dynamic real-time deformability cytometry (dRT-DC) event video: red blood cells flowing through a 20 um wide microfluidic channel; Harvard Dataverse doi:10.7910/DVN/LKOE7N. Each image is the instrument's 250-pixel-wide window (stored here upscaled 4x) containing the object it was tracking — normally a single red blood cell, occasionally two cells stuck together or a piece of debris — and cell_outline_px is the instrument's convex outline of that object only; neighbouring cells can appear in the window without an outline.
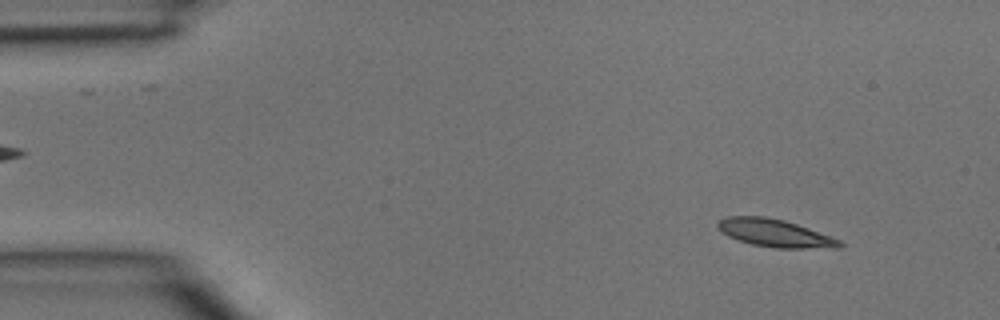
{"species": "common noctule bat (a hibernating species)", "species_latin": "Nyctalus noctula", "temperature_condition": "room temperature", "stored_images_in_passage": 3, "camera_frame_rate_fps": 3000, "um_per_image_px": 0.085, "animal": {"sex": "male", "body_mass_g": 15.6}, "frame": {"image": 1, "passage_image": 1, "time_ms": 0.0, "image_size_px": [1000, 320], "cell_outline_px": [[844, 244], [840, 248], [776, 248], [752, 244], [728, 236], [716, 224], [720, 220], [728, 216], [764, 216], [784, 220], [832, 236], [840, 240]], "centroid_in_image_um": [65.93, 19.82], "position_along_channel_um": 19.1, "area_um2": 19.48}}
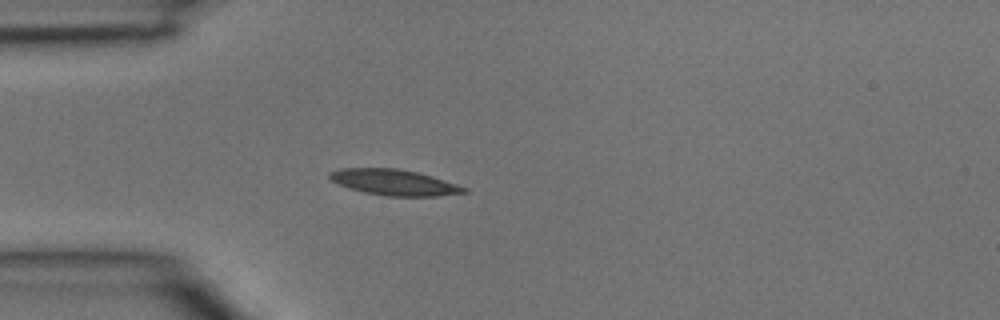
{"frame": {"image": 2, "passage_image": 3, "time_ms": 0.667, "image_size_px": [1000, 320], "cell_outline_px": [[468, 192], [436, 196], [388, 196], [364, 192], [340, 184], [332, 180], [328, 176], [328, 172], [340, 168], [396, 168], [416, 172], [432, 176], [468, 188]], "centroid_in_image_um": [33.51, 15.49], "position_along_channel_um": 51.5, "area_um2": 20.0}}